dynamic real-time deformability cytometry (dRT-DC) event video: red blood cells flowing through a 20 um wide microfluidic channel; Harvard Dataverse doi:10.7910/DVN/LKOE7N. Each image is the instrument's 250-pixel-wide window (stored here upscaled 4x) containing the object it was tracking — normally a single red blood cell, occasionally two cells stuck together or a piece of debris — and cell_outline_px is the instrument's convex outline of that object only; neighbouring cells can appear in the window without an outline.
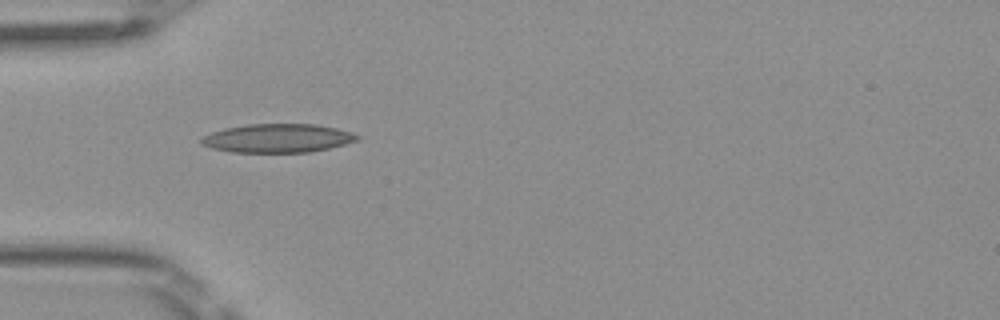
{"species": "Egyptian fruit bat (a non-hibernating species)", "species_latin": "Rousettus aegyptiacus", "temperature_condition": "room temperature", "stored_images_in_passage": 32, "camera_frame_rate_fps": 3000, "um_per_image_px": 0.085, "frame": {"image": 1, "passage_image": 1, "time_ms": 0.0, "image_size_px": [1000, 320], "cell_outline_px": [[360, 140], [312, 152], [232, 152], [212, 148], [200, 144], [200, 140], [204, 136], [212, 132], [224, 128], [248, 124], [316, 124], [336, 128], [352, 132], [360, 136]], "centroid_in_image_um": [23.61, 11.74], "position_along_channel_um": 61.4, "area_um2": 26.07}}
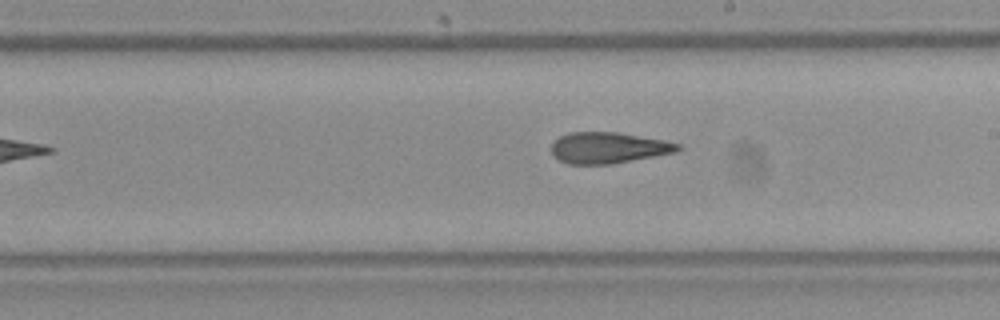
{"frame": {"image": 2, "passage_image": 14, "time_ms": 4.333, "image_size_px": [1000, 320], "cell_outline_px": [[684, 148], [676, 152], [612, 164], [568, 164], [552, 156], [552, 144], [560, 136], [568, 132], [616, 132], [664, 140], [680, 144]], "centroid_in_image_um": [51.72, 12.56], "position_along_channel_um": 237.3, "area_um2": 22.95}}
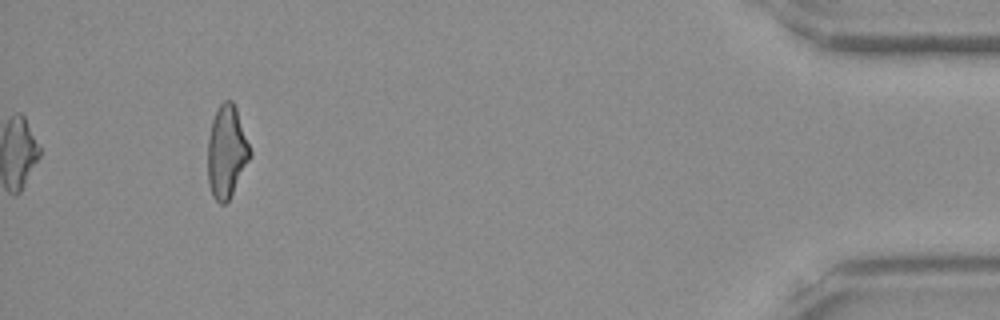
{"frame": {"image": 3, "passage_image": 32, "time_ms": 10.333, "image_size_px": [1000, 320], "cell_outline_px": [[252, 156], [228, 200], [224, 204], [220, 204], [212, 196], [208, 184], [208, 136], [212, 120], [220, 104], [224, 100], [232, 100], [236, 108], [252, 152]], "centroid_in_image_um": [19.26, 12.9], "position_along_channel_um": 415.9, "area_um2": 22.72}, "authors_computed_cell_mechanics": {"area_um2": 23.409, "velocity_mm_per_s": 4.0992, "shape_relaxation_time_tau1_ms": null, "shape_relaxation_time_tau2_ms": 3.9053, "deformation_change_tau1": null, "deformation_change_tau2": 0.1398}}